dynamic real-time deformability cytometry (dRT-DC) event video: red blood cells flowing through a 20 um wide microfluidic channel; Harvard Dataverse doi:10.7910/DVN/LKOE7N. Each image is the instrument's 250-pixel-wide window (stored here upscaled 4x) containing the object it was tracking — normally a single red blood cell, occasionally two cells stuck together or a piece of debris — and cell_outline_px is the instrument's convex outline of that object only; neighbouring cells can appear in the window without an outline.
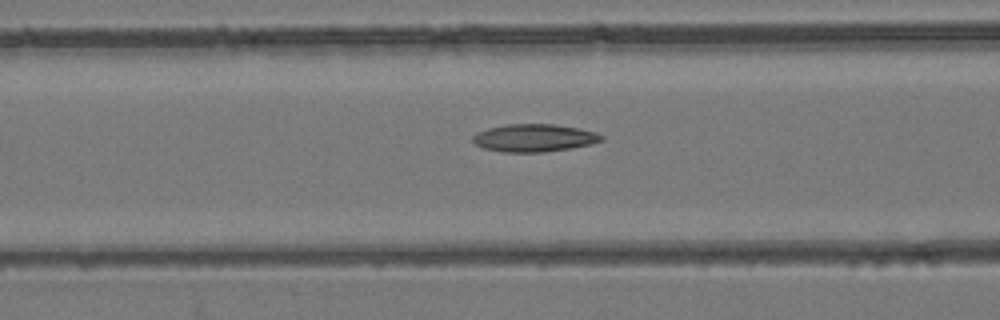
{"species": "common noctule bat (a hibernating species)", "species_latin": "Nyctalus noctula", "temperature_condition": "room temperature", "stored_images_in_passage": 32, "camera_frame_rate_fps": 3000, "um_per_image_px": 0.085, "animal": {"sex": "female", "body_mass_g": 24.6, "forearm_length_mm": 56.2}, "frame": {"image": 1, "passage_image": 11, "time_ms": 3.333, "image_size_px": [1000, 320], "cell_outline_px": [[604, 140], [592, 144], [572, 148], [544, 152], [504, 152], [484, 148], [476, 144], [472, 140], [472, 136], [476, 132], [488, 128], [508, 124], [552, 124], [576, 128], [596, 132], [604, 136]], "centroid_in_image_um": [45.41, 11.72], "position_along_channel_um": 121.2, "area_um2": 20.75}}
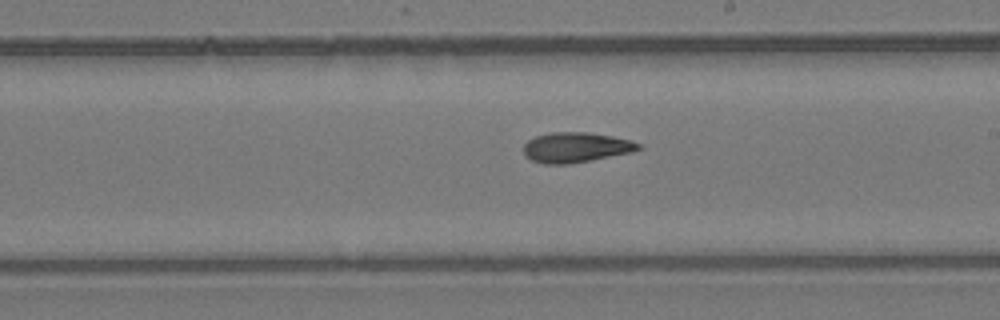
{"frame": {"image": 2, "passage_image": 19, "time_ms": 6.0, "image_size_px": [1000, 320], "cell_outline_px": [[640, 148], [632, 152], [568, 164], [544, 164], [532, 160], [524, 156], [524, 144], [528, 140], [536, 136], [552, 132], [588, 132], [612, 136], [632, 140], [640, 144]], "centroid_in_image_um": [48.93, 12.52], "position_along_channel_um": 240.1, "area_um2": 20.06}}
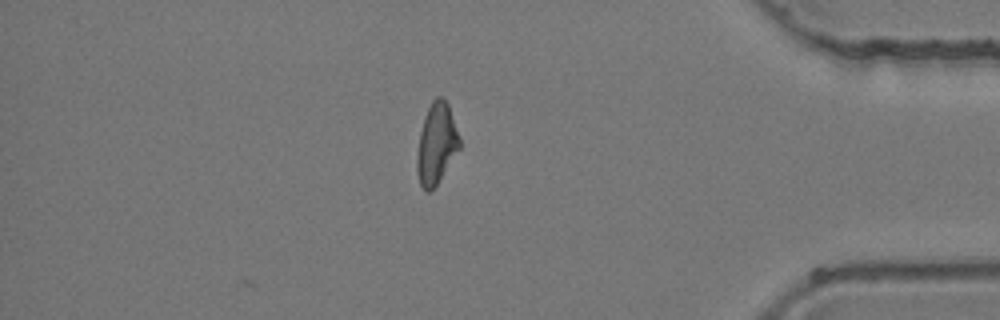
{"frame": {"image": 3, "passage_image": 32, "time_ms": 10.333, "image_size_px": [1000, 320], "cell_outline_px": [[460, 148], [436, 184], [428, 192], [424, 192], [420, 184], [416, 168], [416, 156], [420, 132], [424, 116], [432, 100], [436, 96], [444, 96], [448, 104], [460, 140]], "centroid_in_image_um": [37.07, 12.19], "position_along_channel_um": 398.1, "area_um2": 19.88}}